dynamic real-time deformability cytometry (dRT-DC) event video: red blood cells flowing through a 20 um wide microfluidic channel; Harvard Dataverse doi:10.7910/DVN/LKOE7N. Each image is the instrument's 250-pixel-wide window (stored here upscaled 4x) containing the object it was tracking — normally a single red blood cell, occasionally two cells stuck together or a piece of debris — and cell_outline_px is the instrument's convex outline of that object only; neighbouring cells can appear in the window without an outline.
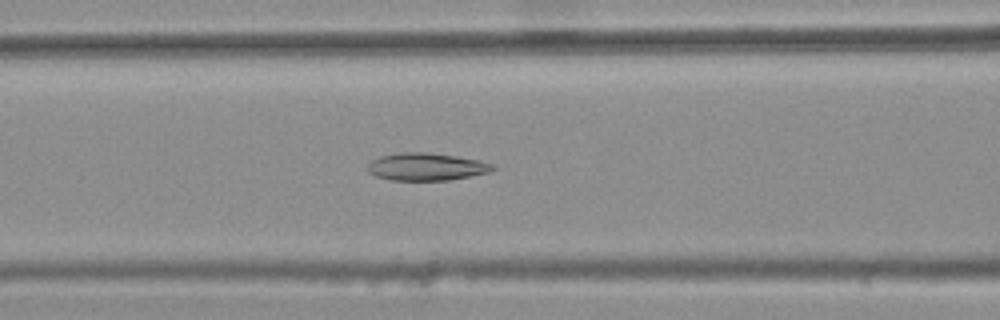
{"species": "common noctule bat (a hibernating species)", "species_latin": "Nyctalus noctula", "temperature_condition": "warm", "stored_images_in_passage": 33, "camera_frame_rate_fps": 3000, "um_per_image_px": 0.085, "animal": {"sex": "female", "body_mass_g": 25.1}, "frame": {"image": 1, "passage_image": 8, "time_ms": 2.333, "image_size_px": [1000, 320], "cell_outline_px": [[496, 168], [488, 172], [448, 180], [388, 180], [376, 176], [368, 172], [368, 164], [372, 160], [380, 156], [400, 152], [428, 152], [456, 156], [480, 160], [496, 164]], "centroid_in_image_um": [36.24, 14.16], "position_along_channel_um": 130.4, "area_um2": 20.11}}
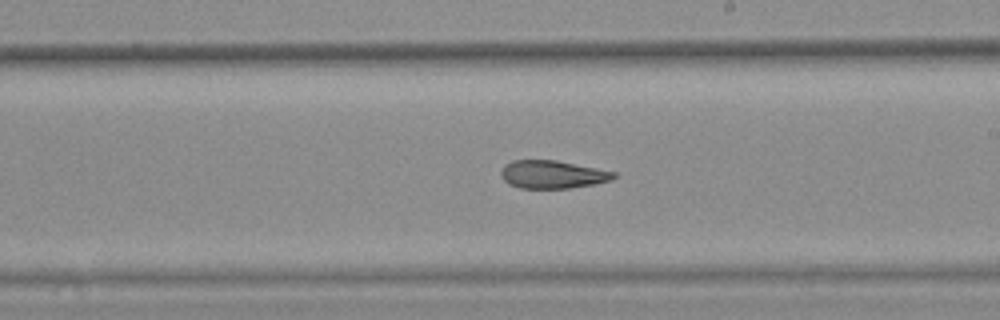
{"frame": {"image": 2, "passage_image": 17, "time_ms": 5.333, "image_size_px": [1000, 320], "cell_outline_px": [[616, 176], [612, 180], [596, 184], [568, 188], [520, 188], [508, 184], [500, 176], [500, 172], [504, 164], [512, 160], [556, 160], [616, 172]], "centroid_in_image_um": [46.94, 14.83], "position_along_channel_um": 242.1, "area_um2": 18.5}}
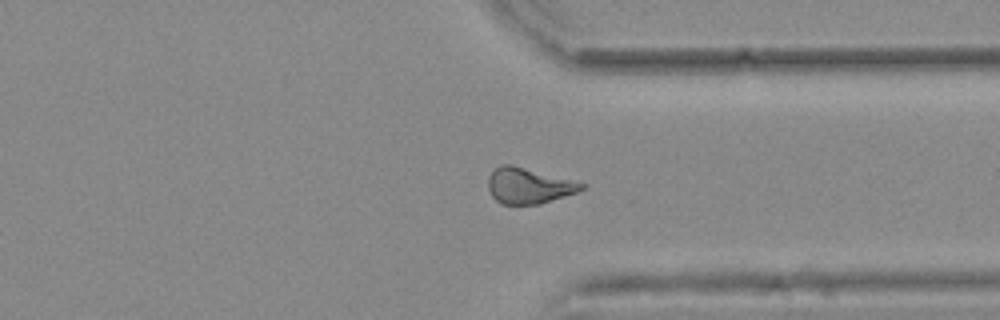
{"frame": {"image": 3, "passage_image": 27, "time_ms": 8.667, "image_size_px": [1000, 320], "cell_outline_px": [[584, 188], [576, 192], [540, 204], [500, 204], [492, 196], [488, 188], [488, 176], [500, 164], [512, 164], [584, 184]], "centroid_in_image_um": [44.87, 15.79], "position_along_channel_um": 366.5, "area_um2": 19.07}, "authors_computed_cell_mechanics": {"area_um2": 19.4208, "velocity_mm_per_s": 3.7326, "shape_relaxation_time_tau1_ms": null, "shape_relaxation_time_tau2_ms": 5.0553, "deformation_change_tau1": null, "deformation_change_tau2": 0.1376}}